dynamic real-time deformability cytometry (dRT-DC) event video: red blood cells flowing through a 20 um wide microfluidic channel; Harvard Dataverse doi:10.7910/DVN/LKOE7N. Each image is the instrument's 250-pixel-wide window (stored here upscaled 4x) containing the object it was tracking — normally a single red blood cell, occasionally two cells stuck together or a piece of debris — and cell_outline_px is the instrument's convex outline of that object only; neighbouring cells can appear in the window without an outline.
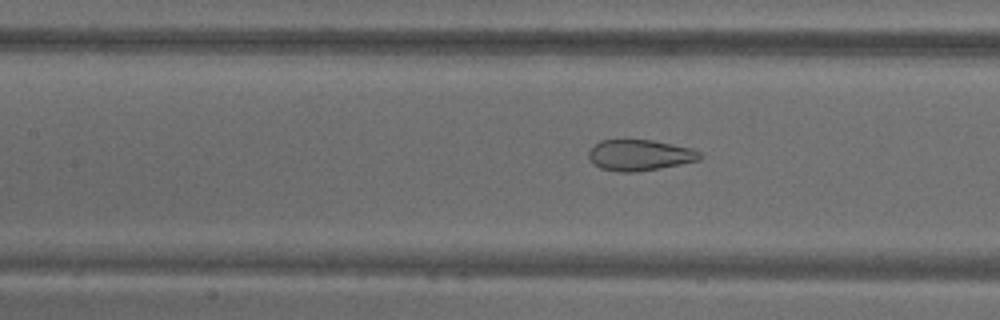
{"species": "common noctule bat (a hibernating species)", "species_latin": "Nyctalus noctula", "temperature_condition": "warm", "stored_images_in_passage": 70, "camera_frame_rate_fps": 3000, "um_per_image_px": 0.085, "animal": {"sex": "male", "body_mass_g": 18.8}, "frame": {"image": 1, "passage_image": 32, "time_ms": 10.333, "image_size_px": [1000, 320], "cell_outline_px": [[704, 156], [700, 160], [660, 168], [632, 172], [620, 172], [600, 168], [592, 164], [588, 156], [588, 152], [600, 140], [652, 140], [692, 148], [700, 152]], "centroid_in_image_um": [54.38, 13.19], "position_along_channel_um": 153.0, "area_um2": 20.06}}
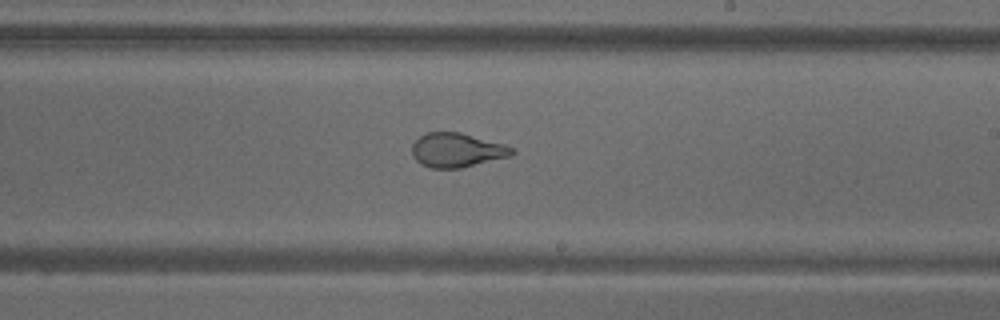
{"frame": {"image": 2, "passage_image": 42, "time_ms": 13.667, "image_size_px": [1000, 320], "cell_outline_px": [[516, 152], [512, 156], [460, 168], [432, 168], [420, 164], [412, 156], [412, 144], [420, 136], [428, 132], [460, 132], [504, 144], [512, 148]], "centroid_in_image_um": [38.83, 12.76], "position_along_channel_um": 250.2, "area_um2": 19.94}}
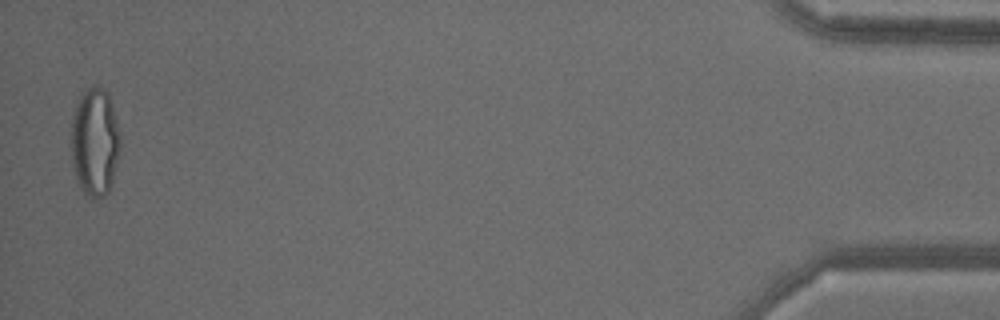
{"frame": {"image": 3, "passage_image": 69, "time_ms": 22.667, "image_size_px": [1000, 320], "cell_outline_px": [[120, 148], [112, 184], [108, 192], [104, 196], [96, 200], [92, 200], [80, 188], [76, 180], [72, 164], [72, 116], [80, 92], [92, 84], [96, 84], [108, 92], [112, 104], [120, 132]], "centroid_in_image_um": [8.06, 12.05], "position_along_channel_um": 427.1, "area_um2": 31.62}}